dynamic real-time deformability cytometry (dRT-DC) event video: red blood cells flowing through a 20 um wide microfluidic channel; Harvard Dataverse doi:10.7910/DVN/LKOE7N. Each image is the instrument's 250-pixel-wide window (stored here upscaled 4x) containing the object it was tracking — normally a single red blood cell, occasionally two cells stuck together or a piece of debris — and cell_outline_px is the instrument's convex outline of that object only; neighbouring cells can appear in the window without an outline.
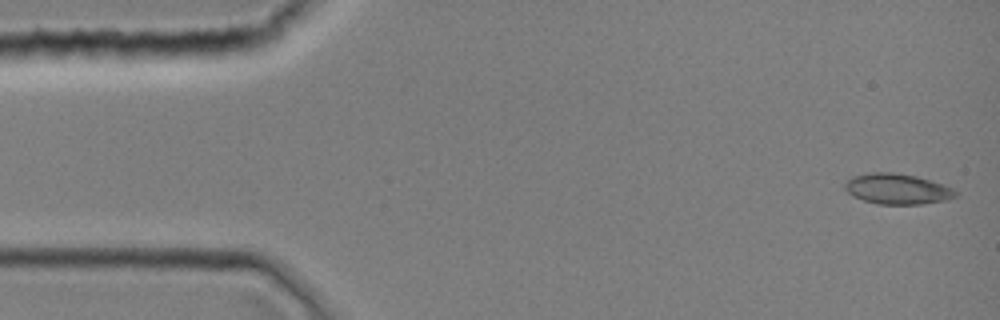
{"species": "common noctule bat (a hibernating species)", "species_latin": "Nyctalus noctula", "temperature_condition": "room temperature", "stored_images_in_passage": 1, "camera_frame_rate_fps": 3000, "um_per_image_px": 0.085, "animal": {"sex": "female", "body_mass_g": 19.0, "forearm_length_mm": 51.5}, "frame": {"image": 1, "passage_image": 1, "time_ms": 0.0, "image_size_px": [1000, 320], "cell_outline_px": [[956, 196], [948, 200], [920, 204], [880, 204], [864, 200], [852, 196], [844, 188], [844, 184], [852, 176], [872, 172], [892, 172], [916, 176], [952, 188], [956, 192]], "centroid_in_image_um": [76.24, 16.06], "position_along_channel_um": 8.8, "area_um2": 19.48}}